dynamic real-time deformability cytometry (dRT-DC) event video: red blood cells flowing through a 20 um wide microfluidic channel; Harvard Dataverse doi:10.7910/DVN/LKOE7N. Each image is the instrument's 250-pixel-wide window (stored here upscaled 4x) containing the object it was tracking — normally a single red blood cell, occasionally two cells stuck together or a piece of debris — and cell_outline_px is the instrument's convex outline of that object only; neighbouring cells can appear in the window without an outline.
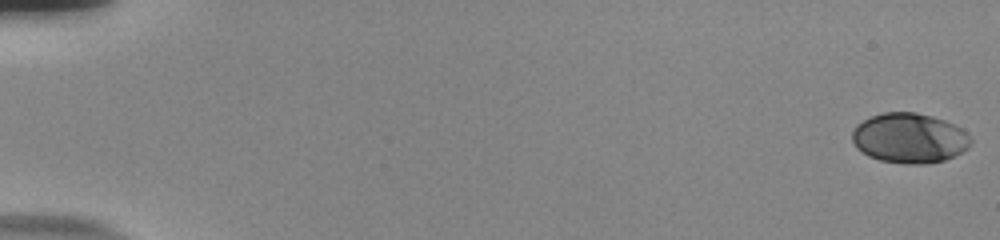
{"species": "human", "species_latin": "Homo sapiens", "temperature_condition": "room temperature", "stored_images_in_passage": 56, "camera_frame_rate_fps": 3000, "um_per_image_px": 0.085, "donor": {"sex": "male"}, "frame": {"image": 1, "passage_image": 1, "time_ms": 0.0, "image_size_px": [1000, 240], "cell_outline_px": [[972, 144], [968, 148], [944, 160], [928, 164], [908, 164], [880, 160], [868, 156], [856, 148], [852, 140], [852, 132], [856, 124], [872, 116], [884, 112], [916, 112], [932, 116], [944, 120], [960, 128], [972, 140]], "centroid_in_image_um": [77.27, 11.74], "position_along_channel_um": 7.7, "area_um2": 34.45}}
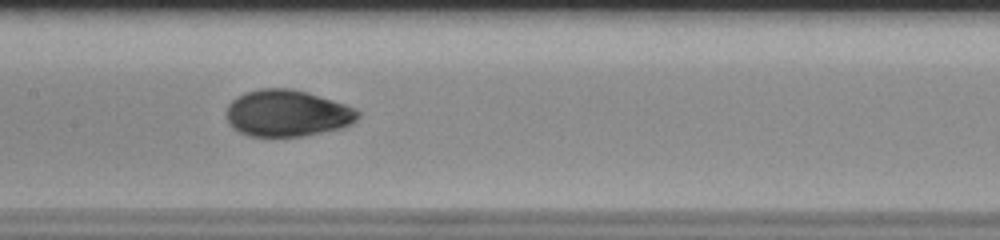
{"frame": {"image": 2, "passage_image": 30, "time_ms": 9.667, "image_size_px": [1000, 240], "cell_outline_px": [[360, 116], [352, 124], [340, 128], [304, 136], [248, 136], [232, 128], [228, 124], [228, 104], [236, 96], [244, 92], [260, 88], [292, 88], [308, 92], [356, 108], [360, 112]], "centroid_in_image_um": [24.41, 9.62], "position_along_channel_um": 183.0, "area_um2": 35.89}}
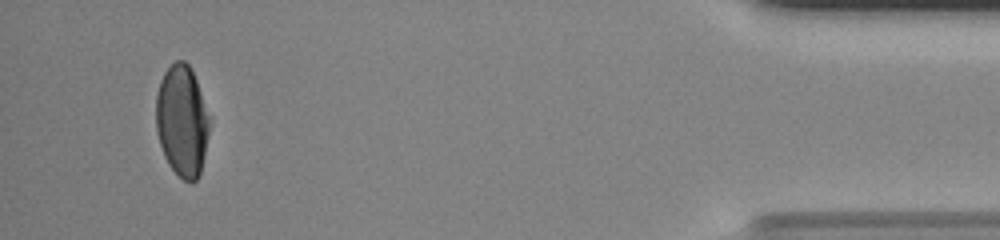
{"frame": {"image": 3, "passage_image": 54, "time_ms": 17.667, "image_size_px": [1000, 240], "cell_outline_px": [[208, 132], [204, 156], [200, 176], [196, 180], [184, 180], [168, 164], [164, 156], [160, 144], [156, 128], [156, 96], [160, 80], [164, 72], [176, 60], [184, 60], [188, 64], [196, 80], [208, 116]], "centroid_in_image_um": [15.45, 10.27], "position_along_channel_um": 419.8, "area_um2": 34.1}, "authors_computed_cell_mechanics": {"area_um2": 35.3447, "velocity_mm_per_s": 3.753, "shape_relaxation_time_tau1_ms": 5.1713, "shape_relaxation_time_tau2_ms": 0.8907, "deformation_change_tau1": 0.1856, "deformation_change_tau2": 0.038}}